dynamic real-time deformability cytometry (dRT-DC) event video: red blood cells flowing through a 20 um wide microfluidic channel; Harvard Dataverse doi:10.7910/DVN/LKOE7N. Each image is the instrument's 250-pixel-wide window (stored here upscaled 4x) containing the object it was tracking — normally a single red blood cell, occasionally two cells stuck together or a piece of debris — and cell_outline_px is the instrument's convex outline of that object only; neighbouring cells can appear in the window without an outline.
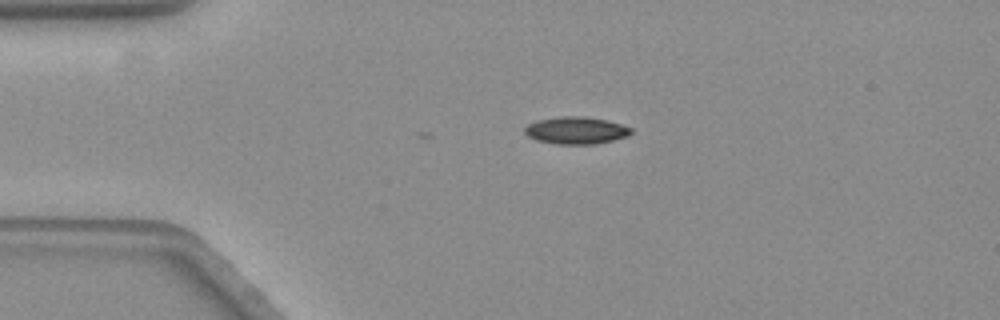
{"species": "common noctule bat (a hibernating species)", "species_latin": "Nyctalus noctula", "temperature_condition": "warm", "stored_images_in_passage": 4, "camera_frame_rate_fps": 3000, "um_per_image_px": 0.085, "animal": {"sex": "female", "body_mass_g": 19.3, "forearm_length_mm": 54.1}, "frame": {"image": 1, "passage_image": 1, "time_ms": 0.0, "image_size_px": [1000, 320], "cell_outline_px": [[632, 132], [628, 136], [596, 144], [556, 144], [536, 140], [528, 136], [524, 132], [524, 128], [528, 124], [536, 120], [564, 116], [580, 116], [604, 120], [620, 124], [632, 128]], "centroid_in_image_um": [48.94, 11.09], "position_along_channel_um": 36.1, "area_um2": 16.76}}